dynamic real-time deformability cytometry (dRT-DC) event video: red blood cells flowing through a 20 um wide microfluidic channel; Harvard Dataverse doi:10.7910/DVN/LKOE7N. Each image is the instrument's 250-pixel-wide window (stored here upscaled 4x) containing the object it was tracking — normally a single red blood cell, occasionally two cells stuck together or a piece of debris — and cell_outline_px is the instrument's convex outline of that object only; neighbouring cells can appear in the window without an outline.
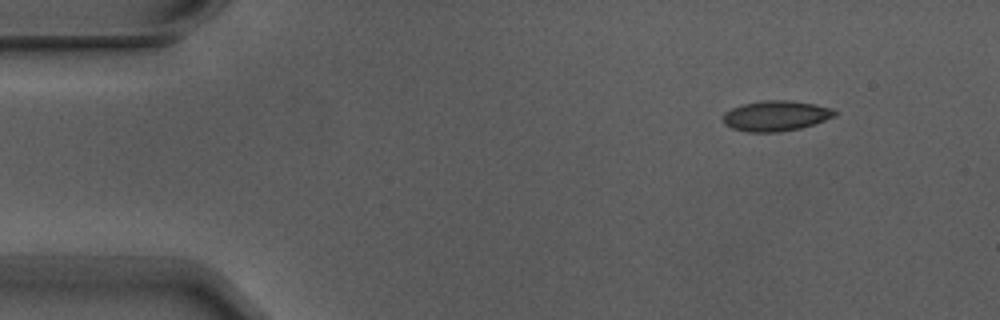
{"species": "Egyptian fruit bat (a non-hibernating species)", "species_latin": "Rousettus aegyptiacus", "temperature_condition": "warm", "stored_images_in_passage": 3, "camera_frame_rate_fps": 3000, "um_per_image_px": 0.085, "animal": {"sex": "male"}, "frame": {"image": 1, "passage_image": 1, "time_ms": 0.0, "image_size_px": [1000, 320], "cell_outline_px": [[836, 116], [816, 124], [800, 128], [780, 132], [748, 132], [732, 128], [724, 124], [724, 112], [732, 108], [744, 104], [764, 100], [788, 100], [816, 104], [832, 108], [836, 112]], "centroid_in_image_um": [65.98, 9.85], "position_along_channel_um": 19.0, "area_um2": 19.83}}
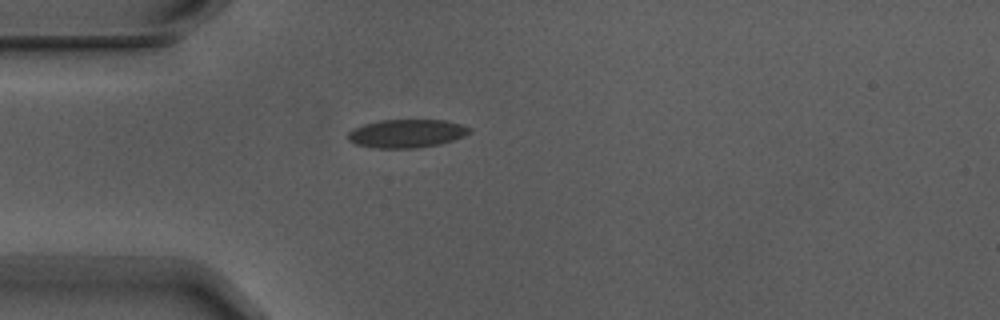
{"frame": {"image": 2, "passage_image": 3, "time_ms": 0.667, "image_size_px": [1000, 320], "cell_outline_px": [[472, 132], [464, 136], [440, 144], [416, 148], [376, 148], [356, 144], [348, 140], [344, 136], [352, 128], [364, 124], [380, 120], [444, 120], [460, 124], [472, 128]], "centroid_in_image_um": [34.54, 11.34], "position_along_channel_um": 50.5, "area_um2": 20.23}}